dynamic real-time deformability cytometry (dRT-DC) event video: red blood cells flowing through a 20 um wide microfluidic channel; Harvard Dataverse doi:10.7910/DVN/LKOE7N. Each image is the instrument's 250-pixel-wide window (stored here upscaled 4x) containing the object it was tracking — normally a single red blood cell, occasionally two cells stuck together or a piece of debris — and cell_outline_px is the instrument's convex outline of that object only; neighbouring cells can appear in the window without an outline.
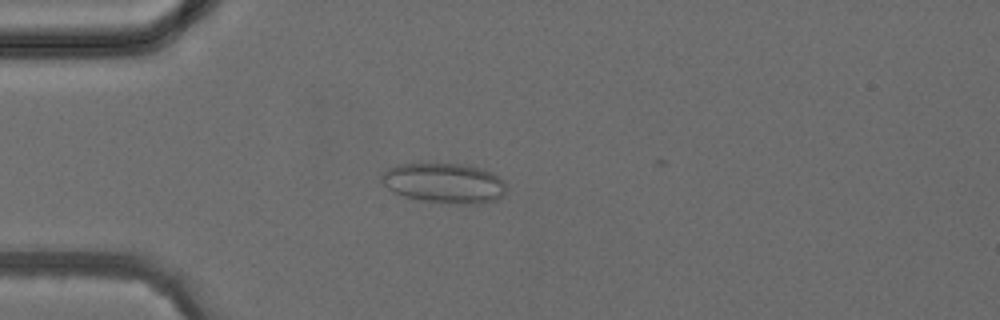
{"species": "common noctule bat (a hibernating species)", "species_latin": "Nyctalus noctula", "temperature_condition": "cold", "stored_images_in_passage": 2, "camera_frame_rate_fps": 3000, "um_per_image_px": 0.085, "animal": {"sex": "female", "body_mass_g": 24.6, "forearm_length_mm": 56.2}, "frame": {"image": 1, "passage_image": 2, "time_ms": 1.667, "image_size_px": [1000, 320], "cell_outline_px": [[504, 196], [496, 200], [480, 204], [448, 204], [424, 200], [404, 196], [392, 192], [384, 184], [380, 176], [380, 172], [396, 164], [464, 164], [480, 168], [492, 172], [500, 176], [504, 180]], "centroid_in_image_um": [37.76, 15.57], "position_along_channel_um": 47.2, "area_um2": 29.36}}